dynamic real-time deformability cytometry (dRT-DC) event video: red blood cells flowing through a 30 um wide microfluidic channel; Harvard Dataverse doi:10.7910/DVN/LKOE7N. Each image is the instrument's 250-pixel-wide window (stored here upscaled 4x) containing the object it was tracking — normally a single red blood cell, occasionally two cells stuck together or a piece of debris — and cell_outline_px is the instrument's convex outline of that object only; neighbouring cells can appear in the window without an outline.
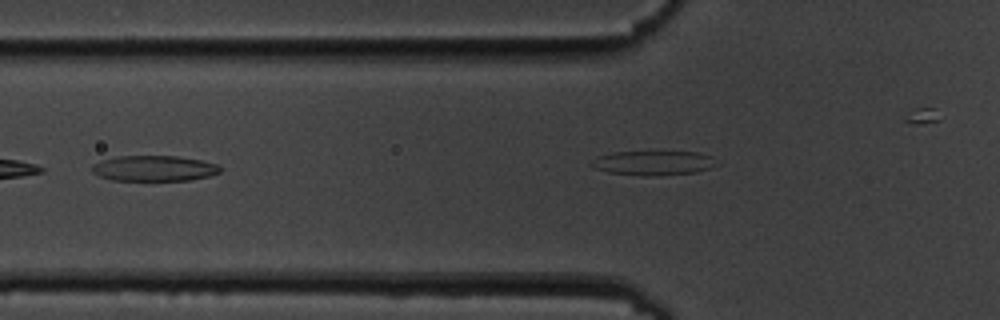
{"species": "common noctule bat (a hibernating species)", "species_latin": "Nyctalus noctula", "temperature_condition": "cold", "stored_images_in_passage": 13, "camera_frame_rate_fps": 3000, "um_per_image_px": 0.085, "animal": {"sex": "male", "body_mass_g": 19.5, "forearm_length_mm": 54.6}, "frame": {"image": 1, "passage_image": 6, "time_ms": 6.667, "image_size_px": [1000, 320], "cell_outline_px": [[220, 172], [208, 176], [192, 180], [112, 180], [100, 176], [92, 172], [92, 164], [100, 160], [116, 156], [176, 156], [200, 160], [216, 164], [220, 168]], "centroid_in_image_um": [13.06, 14.3], "position_along_channel_um": 112.7, "area_um2": 19.02}}